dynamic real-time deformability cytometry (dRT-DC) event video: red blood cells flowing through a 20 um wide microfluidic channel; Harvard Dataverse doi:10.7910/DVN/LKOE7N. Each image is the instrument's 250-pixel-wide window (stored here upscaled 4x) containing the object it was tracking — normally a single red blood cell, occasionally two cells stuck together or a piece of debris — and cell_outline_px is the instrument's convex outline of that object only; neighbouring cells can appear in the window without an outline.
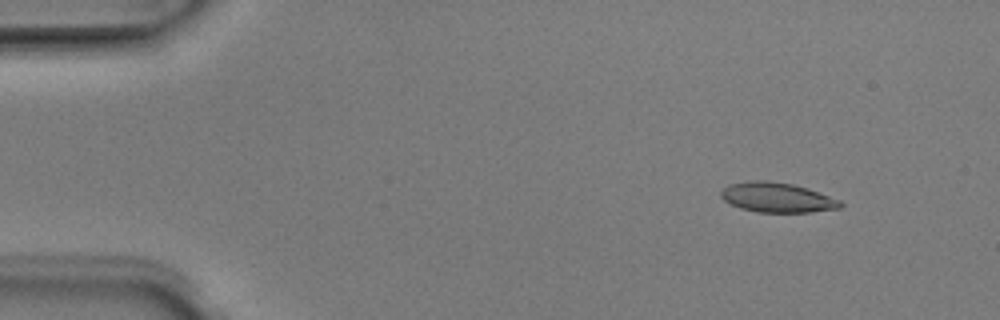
{"species": "Egyptian fruit bat (a non-hibernating species)", "species_latin": "Rousettus aegyptiacus", "temperature_condition": "room temperature", "stored_images_in_passage": 6, "camera_frame_rate_fps": 3000, "um_per_image_px": 0.085, "animal": {"sex": "male"}, "frame": {"image": 1, "passage_image": 2, "time_ms": 0.333, "image_size_px": [1000, 320], "cell_outline_px": [[844, 204], [840, 208], [812, 212], [756, 212], [740, 208], [724, 200], [720, 196], [720, 192], [728, 184], [748, 180], [768, 180], [792, 184], [808, 188], [840, 200]], "centroid_in_image_um": [66.04, 16.78], "position_along_channel_um": 19.0, "area_um2": 20.87}}
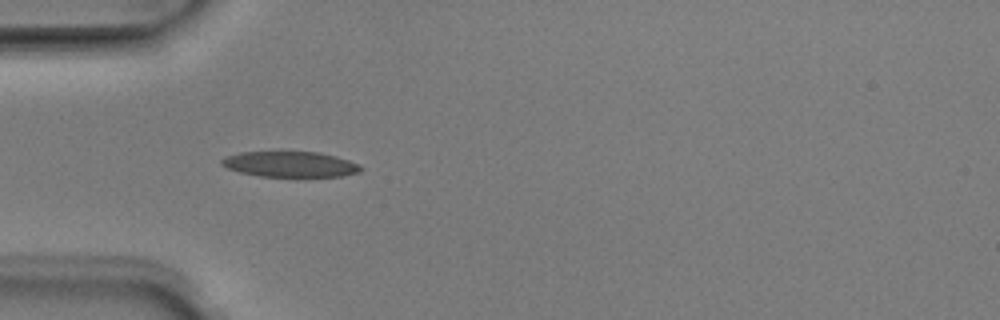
{"frame": {"image": 2, "passage_image": 5, "time_ms": 1.333, "image_size_px": [1000, 320], "cell_outline_px": [[364, 168], [360, 172], [340, 176], [260, 176], [240, 172], [228, 168], [220, 164], [220, 160], [224, 156], [240, 152], [320, 152], [336, 156], [360, 164]], "centroid_in_image_um": [24.66, 13.95], "position_along_channel_um": 60.3, "area_um2": 20.69}}
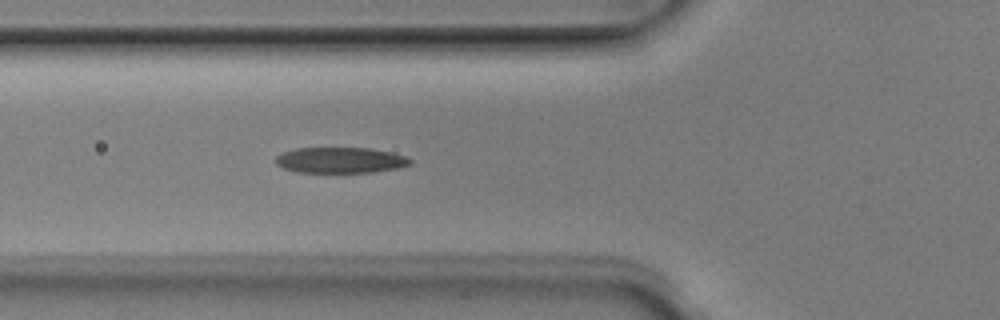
{"frame": {"image": 3, "passage_image": 6, "time_ms": 1.667, "image_size_px": [1000, 320], "cell_outline_px": [[412, 164], [396, 168], [372, 172], [296, 172], [284, 168], [276, 164], [276, 156], [284, 152], [296, 148], [368, 148], [388, 152], [404, 156], [412, 160]], "centroid_in_image_um": [28.91, 13.61], "position_along_channel_um": 96.9, "area_um2": 19.94}}